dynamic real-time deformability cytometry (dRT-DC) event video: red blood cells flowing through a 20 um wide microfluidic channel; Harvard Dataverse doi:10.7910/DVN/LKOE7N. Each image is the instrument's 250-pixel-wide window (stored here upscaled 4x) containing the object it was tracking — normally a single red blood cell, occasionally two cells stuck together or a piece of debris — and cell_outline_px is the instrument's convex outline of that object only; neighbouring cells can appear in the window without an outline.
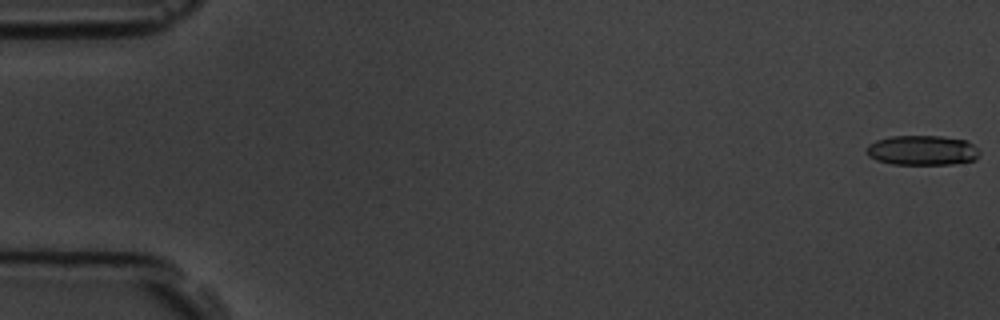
{"species": "common noctule bat (a hibernating species)", "species_latin": "Nyctalus noctula", "temperature_condition": "room temperature", "stored_images_in_passage": 5, "camera_frame_rate_fps": 3000, "um_per_image_px": 0.085, "animal": {"sex": "male", "body_mass_g": 19.5, "forearm_length_mm": 54.6}, "frame": {"image": 1, "passage_image": 1, "time_ms": 0.0, "image_size_px": [1000, 320], "cell_outline_px": [[980, 152], [976, 160], [952, 164], [892, 164], [876, 160], [868, 156], [868, 144], [876, 140], [892, 136], [940, 136], [968, 140]], "centroid_in_image_um": [78.41, 12.78], "position_along_channel_um": 6.6, "area_um2": 19.65}}
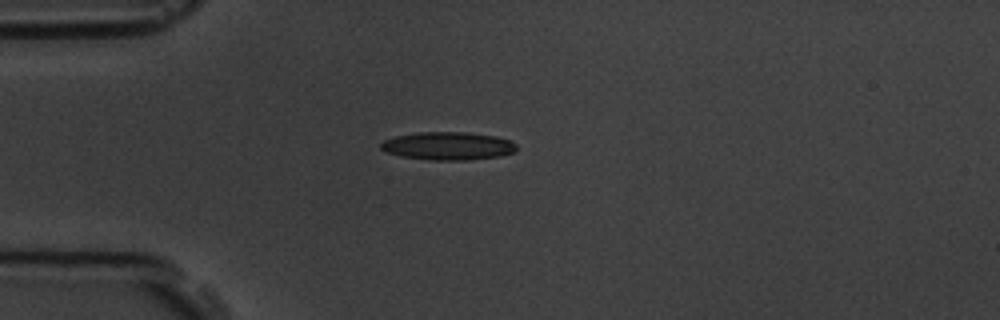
{"frame": {"image": 2, "passage_image": 5, "time_ms": 4.667, "image_size_px": [1000, 320], "cell_outline_px": [[516, 152], [500, 156], [464, 160], [432, 160], [400, 156], [388, 152], [380, 148], [380, 144], [384, 140], [396, 136], [416, 132], [464, 132], [496, 136], [508, 140], [516, 144]], "centroid_in_image_um": [38.08, 12.4], "position_along_channel_um": 46.9, "area_um2": 22.08}}